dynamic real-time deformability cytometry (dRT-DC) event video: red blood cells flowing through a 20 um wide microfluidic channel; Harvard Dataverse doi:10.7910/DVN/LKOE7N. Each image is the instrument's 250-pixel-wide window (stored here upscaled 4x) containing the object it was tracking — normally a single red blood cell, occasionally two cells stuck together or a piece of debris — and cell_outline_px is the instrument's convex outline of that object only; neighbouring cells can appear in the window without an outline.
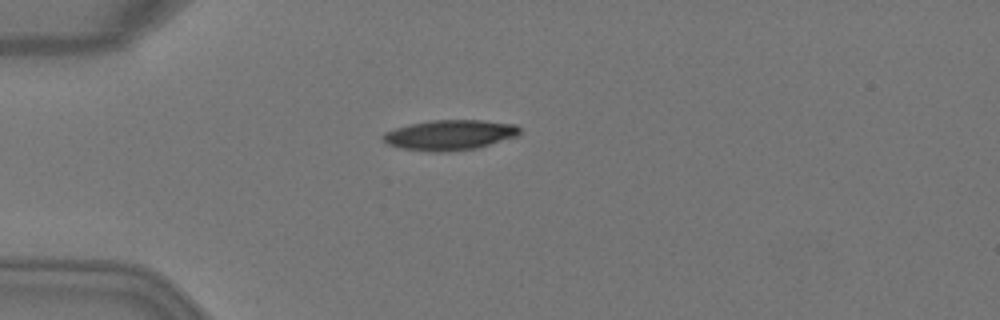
{"species": "Egyptian fruit bat (a non-hibernating species)", "species_latin": "Rousettus aegyptiacus", "temperature_condition": "warm", "stored_images_in_passage": 4, "camera_frame_rate_fps": 3000, "um_per_image_px": 0.085, "animal": {"sex": "female"}, "frame": {"image": 1, "passage_image": 4, "time_ms": 1.0, "image_size_px": [1000, 320], "cell_outline_px": [[520, 136], [476, 148], [444, 152], [432, 152], [400, 148], [388, 144], [380, 136], [384, 132], [408, 124], [432, 120], [480, 120], [516, 124], [520, 128]], "centroid_in_image_um": [38.24, 11.47], "position_along_channel_um": 46.8, "area_um2": 24.22}}